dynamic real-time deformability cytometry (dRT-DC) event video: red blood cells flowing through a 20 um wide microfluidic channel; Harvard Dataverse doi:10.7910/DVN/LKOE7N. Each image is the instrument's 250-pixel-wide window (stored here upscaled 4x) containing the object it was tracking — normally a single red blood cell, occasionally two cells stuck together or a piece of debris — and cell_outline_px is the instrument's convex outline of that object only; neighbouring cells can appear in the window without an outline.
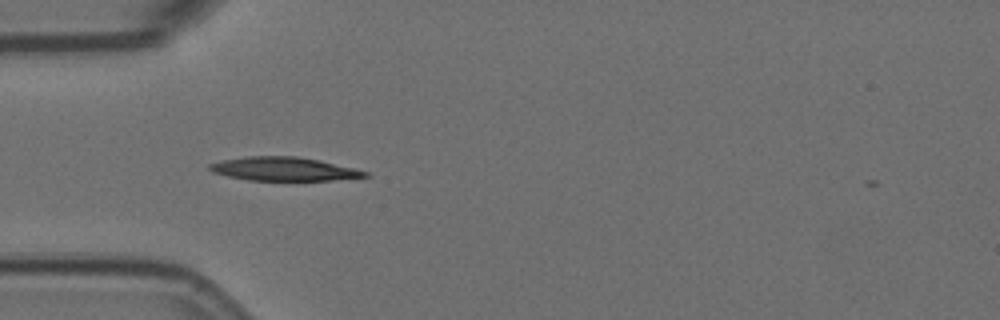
{"species": "Egyptian fruit bat (a non-hibernating species)", "species_latin": "Rousettus aegyptiacus", "temperature_condition": "room temperature", "stored_images_in_passage": 40, "camera_frame_rate_fps": 3000, "um_per_image_px": 0.085, "animal": {"sex": "female"}, "frame": {"image": 1, "passage_image": 1, "time_ms": 0.0, "image_size_px": [1000, 320], "cell_outline_px": [[372, 176], [332, 180], [248, 180], [228, 176], [212, 172], [208, 168], [208, 164], [224, 160], [248, 156], [296, 156], [320, 160], [356, 168], [368, 172]], "centroid_in_image_um": [24.16, 14.36], "position_along_channel_um": 60.8, "area_um2": 21.39}}
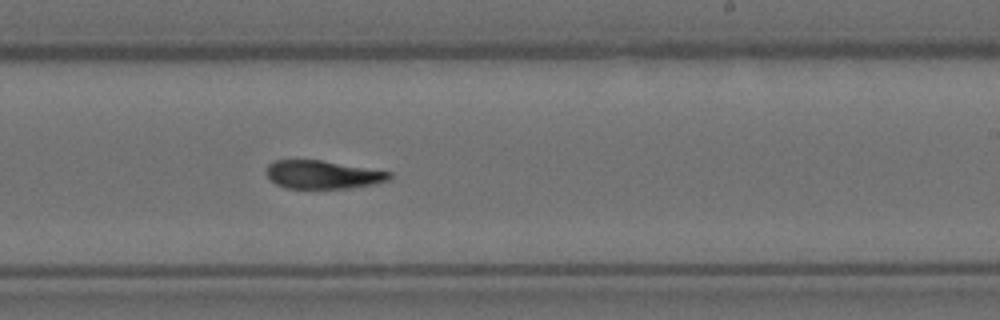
{"frame": {"image": 2, "passage_image": 18, "time_ms": 5.667, "image_size_px": [1000, 320], "cell_outline_px": [[392, 176], [388, 180], [376, 184], [352, 188], [284, 188], [268, 180], [268, 164], [276, 160], [320, 160], [392, 172]], "centroid_in_image_um": [27.45, 14.85], "position_along_channel_um": 261.6, "area_um2": 20.23}}
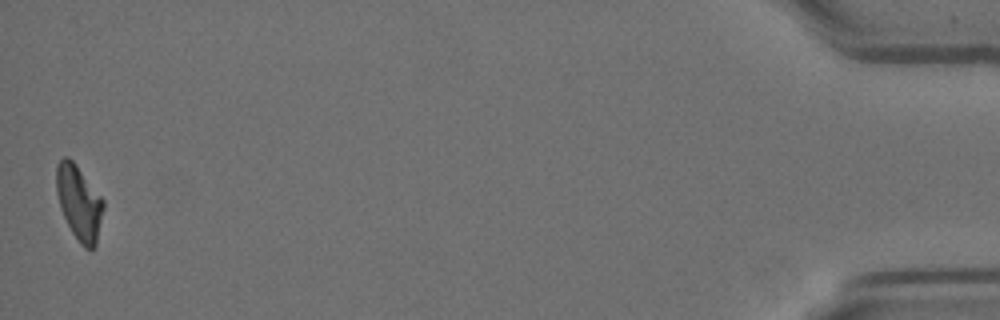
{"frame": {"image": 3, "passage_image": 40, "time_ms": 13.0, "image_size_px": [1000, 320], "cell_outline_px": [[104, 208], [96, 244], [92, 252], [84, 248], [80, 244], [72, 232], [60, 208], [56, 192], [56, 164], [64, 156], [68, 156], [76, 164], [104, 200]], "centroid_in_image_um": [6.72, 17.23], "position_along_channel_um": 428.5, "area_um2": 20.58}, "authors_computed_cell_mechanics": {"area_um2": 21.3282, "velocity_mm_per_s": 3.5765, "shape_relaxation_time_tau1_ms": 6.0406, "shape_relaxation_time_tau2_ms": 3.2807, "deformation_change_tau1": 0.1845, "deformation_change_tau2": 0.1025}}